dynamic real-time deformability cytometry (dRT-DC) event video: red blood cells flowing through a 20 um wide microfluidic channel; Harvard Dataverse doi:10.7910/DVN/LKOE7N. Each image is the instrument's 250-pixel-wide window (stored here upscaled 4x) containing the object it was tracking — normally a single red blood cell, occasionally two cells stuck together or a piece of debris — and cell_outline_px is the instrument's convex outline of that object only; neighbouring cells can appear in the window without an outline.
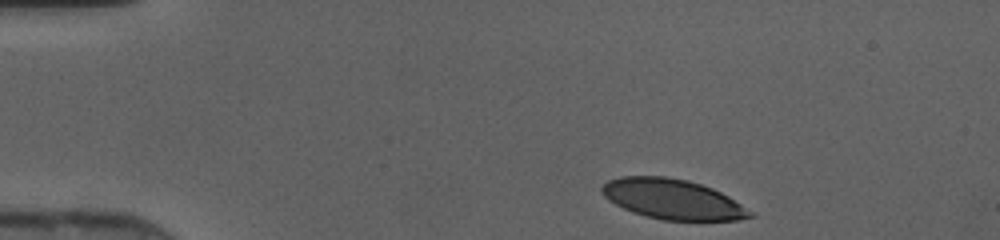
{"species": "human", "species_latin": "Homo sapiens", "temperature_condition": "cold", "stored_images_in_passage": 40, "camera_frame_rate_fps": 3000, "um_per_image_px": 0.085, "donor": {"sex": "female"}, "frame": {"image": 1, "passage_image": 1, "time_ms": 0.0, "image_size_px": [1000, 240], "cell_outline_px": [[756, 216], [736, 220], [660, 220], [632, 212], [608, 200], [604, 196], [600, 188], [608, 180], [620, 176], [664, 176], [688, 180], [712, 188], [728, 196], [756, 212]], "centroid_in_image_um": [57.2, 16.93], "position_along_channel_um": 27.8, "area_um2": 34.74}}
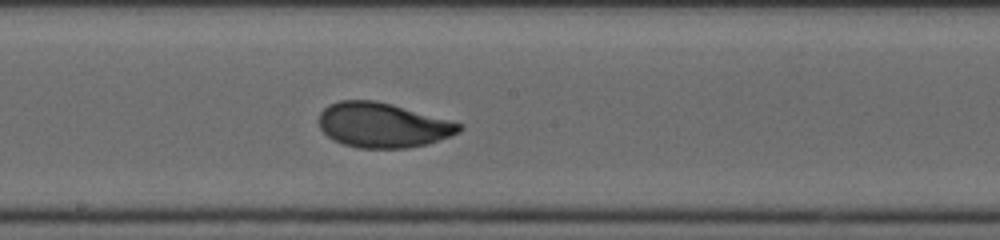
{"frame": {"image": 2, "passage_image": 19, "time_ms": 6.0, "image_size_px": [1000, 240], "cell_outline_px": [[464, 128], [460, 132], [428, 144], [408, 148], [360, 148], [344, 144], [332, 140], [320, 128], [320, 112], [328, 104], [340, 100], [376, 100], [392, 104], [464, 124]], "centroid_in_image_um": [32.55, 10.63], "position_along_channel_um": 215.7, "area_um2": 36.7}}
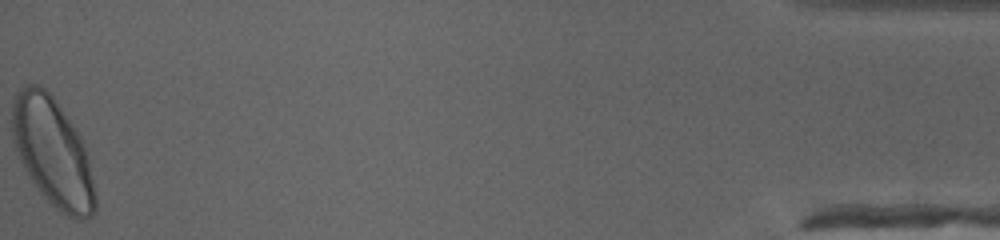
{"frame": {"image": 3, "passage_image": 40, "time_ms": 13.0, "image_size_px": [1000, 240], "cell_outline_px": [[96, 212], [92, 216], [84, 220], [76, 220], [60, 212], [44, 196], [32, 180], [20, 160], [12, 136], [12, 100], [16, 92], [24, 84], [36, 84], [44, 88], [56, 100], [76, 128], [84, 144], [88, 160], [96, 196]], "centroid_in_image_um": [4.49, 12.93], "position_along_channel_um": 430.7, "area_um2": 52.37}}